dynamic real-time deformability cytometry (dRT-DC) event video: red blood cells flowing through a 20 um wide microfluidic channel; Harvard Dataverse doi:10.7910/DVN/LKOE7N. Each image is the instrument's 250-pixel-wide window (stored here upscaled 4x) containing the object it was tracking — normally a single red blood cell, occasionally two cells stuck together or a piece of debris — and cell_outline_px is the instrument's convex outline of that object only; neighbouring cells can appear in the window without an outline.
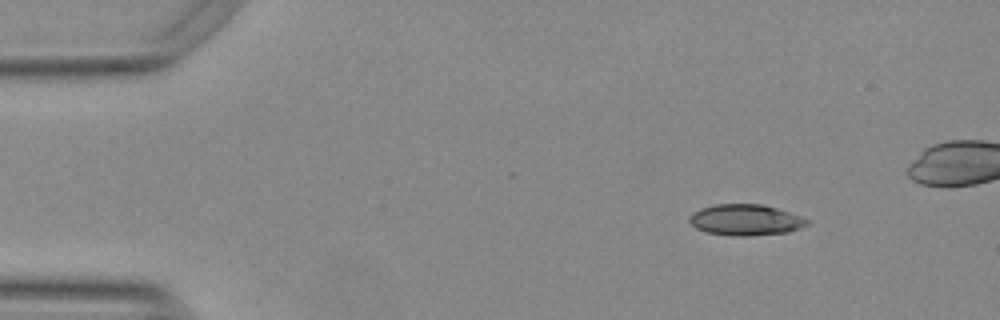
{"species": "Egyptian fruit bat (a non-hibernating species)", "species_latin": "Rousettus aegyptiacus", "temperature_condition": "warm", "stored_images_in_passage": 50, "camera_frame_rate_fps": 3000, "um_per_image_px": 0.085, "animal": {"sex": "female"}, "frame": {"image": 1, "passage_image": 1, "time_ms": 0.0, "image_size_px": [1000, 320], "cell_outline_px": [[808, 224], [800, 228], [788, 232], [748, 236], [732, 236], [704, 232], [696, 228], [688, 220], [688, 216], [692, 212], [700, 208], [716, 204], [760, 204], [776, 208], [800, 216], [808, 220]], "centroid_in_image_um": [63.32, 18.7], "position_along_channel_um": 21.7, "area_um2": 21.33}}
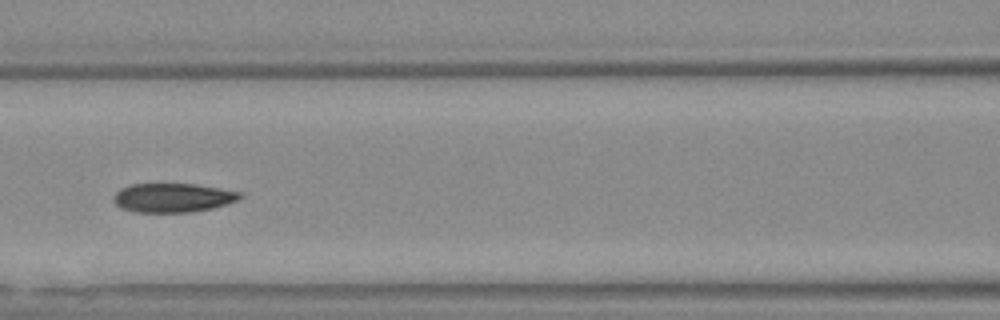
{"frame": {"image": 2, "passage_image": 19, "time_ms": 6.0, "image_size_px": [1000, 320], "cell_outline_px": [[244, 196], [228, 204], [212, 208], [188, 212], [136, 212], [120, 208], [112, 200], [112, 196], [120, 188], [132, 184], [196, 184], [220, 188], [240, 192]], "centroid_in_image_um": [14.66, 16.8], "position_along_channel_um": 151.9, "area_um2": 21.44}}
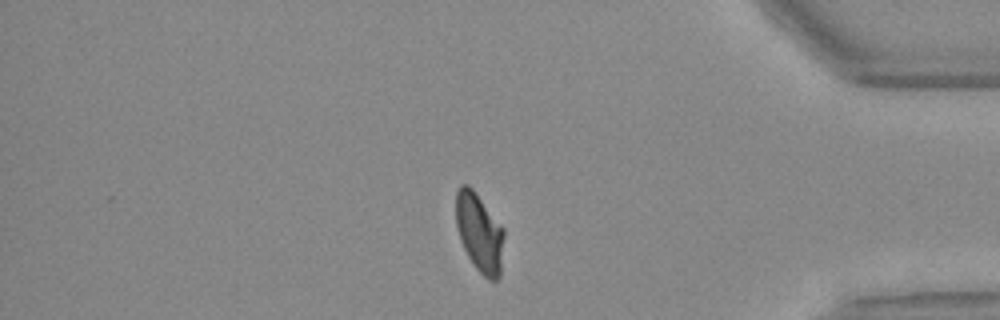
{"frame": {"image": 3, "passage_image": 41, "time_ms": 13.333, "image_size_px": [1000, 320], "cell_outline_px": [[504, 236], [500, 276], [496, 280], [488, 280], [472, 264], [460, 240], [456, 224], [456, 192], [460, 184], [468, 184], [476, 192], [504, 228]], "centroid_in_image_um": [40.75, 19.76], "position_along_channel_um": 394.4, "area_um2": 22.2}}